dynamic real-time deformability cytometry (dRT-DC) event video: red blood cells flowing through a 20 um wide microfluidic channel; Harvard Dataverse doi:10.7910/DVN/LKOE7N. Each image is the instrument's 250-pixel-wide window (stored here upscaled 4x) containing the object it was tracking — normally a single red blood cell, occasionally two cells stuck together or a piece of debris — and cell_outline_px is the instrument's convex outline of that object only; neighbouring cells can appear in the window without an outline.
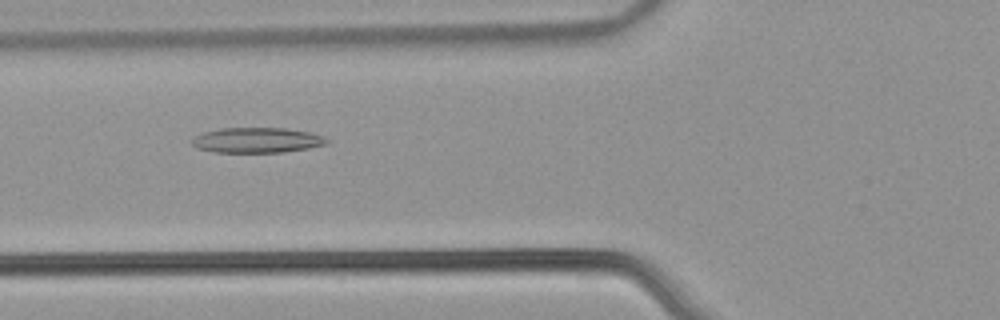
{"species": "common noctule bat (a hibernating species)", "species_latin": "Nyctalus noctula", "temperature_condition": "warm", "stored_images_in_passage": 39, "camera_frame_rate_fps": 3000, "um_per_image_px": 0.085, "animal": {"sex": "male", "body_mass_g": 21.5, "forearm_length_mm": 52.0}, "frame": {"image": 1, "passage_image": 7, "time_ms": 2.0, "image_size_px": [1000, 320], "cell_outline_px": [[332, 140], [328, 144], [308, 148], [284, 152], [216, 152], [196, 148], [188, 140], [192, 136], [204, 132], [220, 128], [288, 128], [308, 132], [324, 136]], "centroid_in_image_um": [21.83, 11.91], "position_along_channel_um": 104.0, "area_um2": 20.11}}
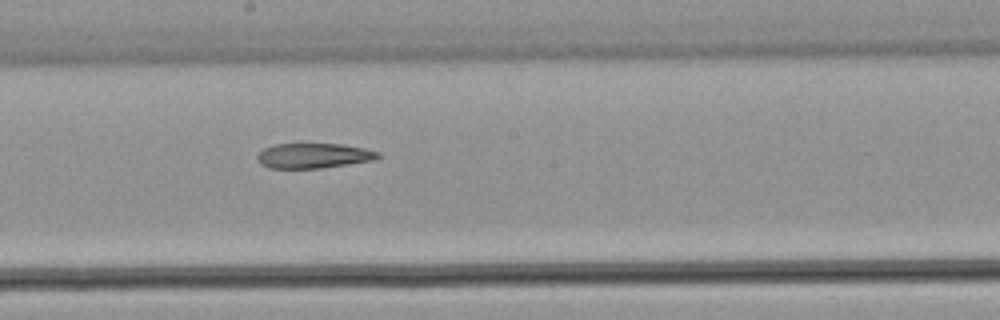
{"frame": {"image": 2, "passage_image": 16, "time_ms": 5.0, "image_size_px": [1000, 320], "cell_outline_px": [[380, 156], [376, 160], [320, 168], [268, 168], [260, 164], [256, 160], [256, 156], [264, 148], [276, 144], [300, 140], [340, 144], [364, 148], [380, 152]], "centroid_in_image_um": [26.61, 13.18], "position_along_channel_um": 221.6, "area_um2": 18.55}}
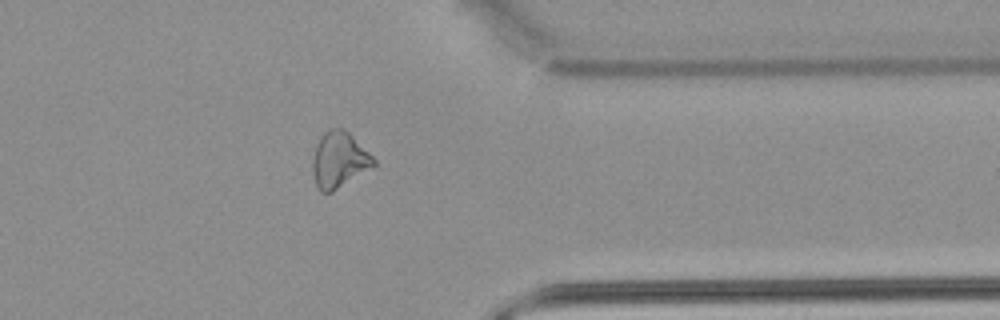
{"frame": {"image": 3, "passage_image": 29, "time_ms": 9.333, "image_size_px": [1000, 320], "cell_outline_px": [[376, 164], [372, 168], [332, 192], [320, 192], [316, 184], [312, 172], [312, 156], [316, 144], [324, 132], [328, 128], [344, 128], [376, 160]], "centroid_in_image_um": [28.8, 13.59], "position_along_channel_um": 382.6, "area_um2": 19.88}, "authors_computed_cell_mechanics": {"area_um2": 19.7098, "velocity_mm_per_s": 3.9235, "shape_relaxation_time_tau1_ms": null, "shape_relaxation_time_tau2_ms": 7.3841, "deformation_change_tau1": null, "deformation_change_tau2": 0.2082}}